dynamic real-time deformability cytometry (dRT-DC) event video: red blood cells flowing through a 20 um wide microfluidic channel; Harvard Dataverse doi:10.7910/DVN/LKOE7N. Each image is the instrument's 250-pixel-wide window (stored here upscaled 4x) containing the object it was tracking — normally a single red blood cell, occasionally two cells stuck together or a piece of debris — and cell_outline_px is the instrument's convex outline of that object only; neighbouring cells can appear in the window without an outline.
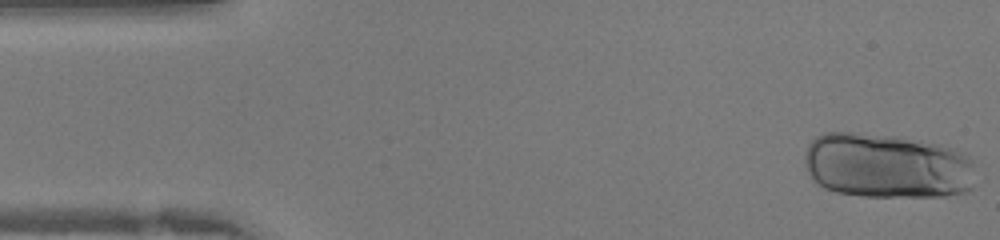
{"species": "human", "species_latin": "Homo sapiens", "temperature_condition": "warm", "stored_images_in_passage": 14, "camera_frame_rate_fps": 3000, "um_per_image_px": 0.085, "donor": {"sex": "female"}, "frame": {"image": 1, "passage_image": 1, "time_ms": 0.0, "image_size_px": [1000, 240], "cell_outline_px": [[972, 188], [968, 192], [944, 196], [864, 196], [836, 192], [824, 188], [812, 180], [804, 164], [804, 156], [808, 144], [816, 136], [824, 132], [856, 132], [892, 136], [920, 140], [956, 148], [964, 152], [972, 160]], "centroid_in_image_um": [75.37, 14.09], "position_along_channel_um": 9.6, "area_um2": 65.43}}
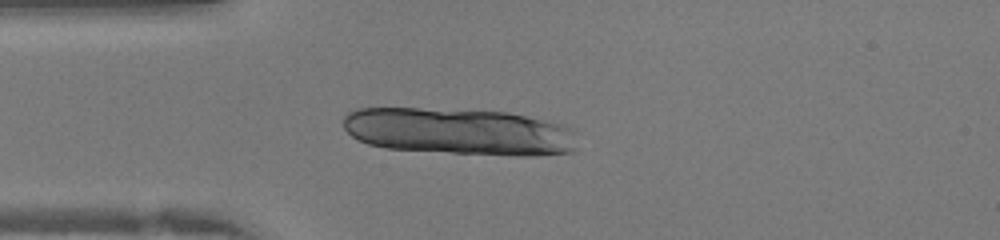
{"frame": {"image": 2, "passage_image": 10, "time_ms": 3.0, "image_size_px": [1000, 240], "cell_outline_px": [[576, 148], [572, 152], [536, 156], [516, 156], [384, 148], [368, 144], [352, 136], [344, 128], [344, 116], [348, 112], [356, 108], [420, 108], [508, 112], [564, 124], [572, 132]], "centroid_in_image_um": [39.02, 11.18], "position_along_channel_um": 46.0, "area_um2": 63.87}}